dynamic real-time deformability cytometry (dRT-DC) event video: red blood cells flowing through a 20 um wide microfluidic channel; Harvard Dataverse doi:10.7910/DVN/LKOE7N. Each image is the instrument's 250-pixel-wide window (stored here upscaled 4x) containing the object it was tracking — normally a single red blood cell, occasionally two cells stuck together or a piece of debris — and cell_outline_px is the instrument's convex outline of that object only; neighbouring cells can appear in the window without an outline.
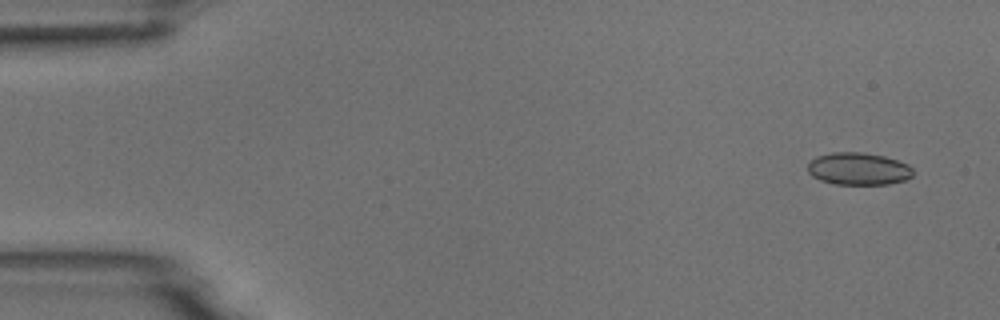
{"species": "common noctule bat (a hibernating species)", "species_latin": "Nyctalus noctula", "temperature_condition": "room temperature", "stored_images_in_passage": 6, "camera_frame_rate_fps": 3000, "um_per_image_px": 0.085, "animal": {"sex": "male", "body_mass_g": 18.8}, "frame": {"image": 1, "passage_image": 1, "time_ms": 0.0, "image_size_px": [1000, 320], "cell_outline_px": [[912, 176], [904, 180], [888, 184], [836, 184], [820, 180], [812, 176], [808, 172], [808, 160], [816, 156], [832, 152], [864, 152], [884, 156], [908, 164], [912, 168]], "centroid_in_image_um": [72.93, 14.34], "position_along_channel_um": 12.1, "area_um2": 19.94}}
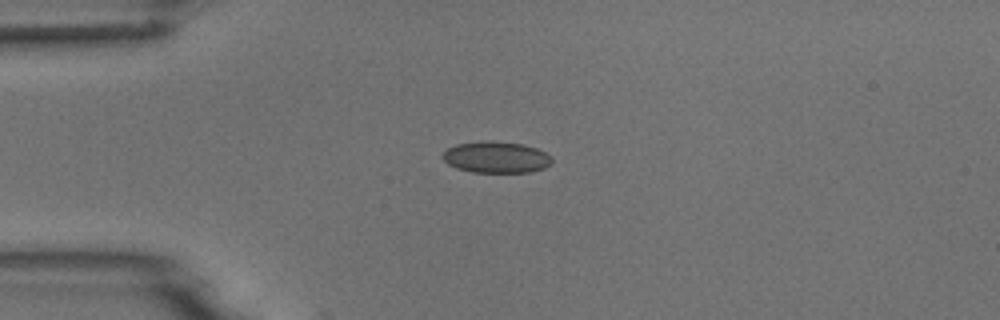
{"frame": {"image": 2, "passage_image": 4, "time_ms": 3.333, "image_size_px": [1000, 320], "cell_outline_px": [[552, 160], [544, 168], [532, 172], [472, 172], [456, 168], [448, 164], [440, 156], [448, 148], [456, 144], [484, 140], [488, 140], [524, 144], [536, 148], [552, 156]], "centroid_in_image_um": [42.15, 13.36], "position_along_channel_um": 42.8, "area_um2": 20.11}}